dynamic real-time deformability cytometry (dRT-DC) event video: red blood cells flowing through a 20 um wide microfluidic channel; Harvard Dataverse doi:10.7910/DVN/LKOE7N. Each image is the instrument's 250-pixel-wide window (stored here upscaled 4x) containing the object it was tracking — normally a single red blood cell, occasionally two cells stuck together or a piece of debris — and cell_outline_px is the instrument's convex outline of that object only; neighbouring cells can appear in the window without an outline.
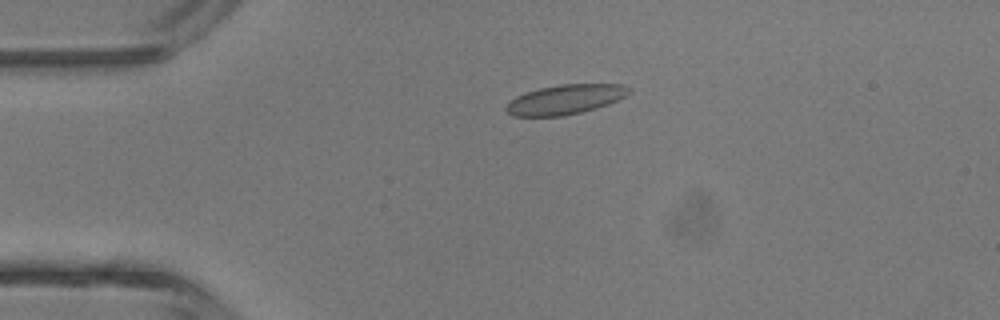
{"species": "common noctule bat (a hibernating species)", "species_latin": "Nyctalus noctula", "temperature_condition": "room temperature", "stored_images_in_passage": 3, "camera_frame_rate_fps": 3000, "um_per_image_px": 0.085, "animal": {"sex": "male", "body_mass_g": 13.3}, "frame": {"image": 1, "passage_image": 2, "time_ms": 1.333, "image_size_px": [1000, 320], "cell_outline_px": [[632, 92], [608, 104], [596, 108], [564, 116], [512, 116], [504, 108], [516, 96], [540, 88], [560, 84], [624, 84], [632, 88]], "centroid_in_image_um": [48.08, 8.45], "position_along_channel_um": 36.9, "area_um2": 21.1}}